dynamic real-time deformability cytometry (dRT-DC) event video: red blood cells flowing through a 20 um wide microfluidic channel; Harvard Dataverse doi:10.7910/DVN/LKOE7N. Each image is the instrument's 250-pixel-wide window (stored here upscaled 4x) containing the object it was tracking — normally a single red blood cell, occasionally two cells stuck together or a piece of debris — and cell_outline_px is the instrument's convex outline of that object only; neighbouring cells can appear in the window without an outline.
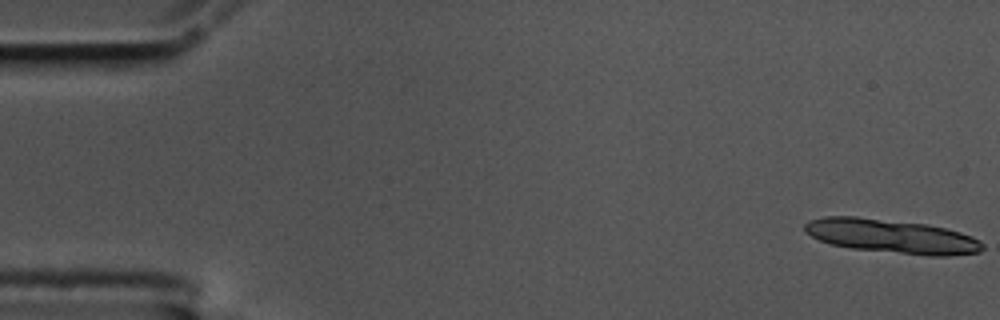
{"species": "common noctule bat (a hibernating species)", "species_latin": "Nyctalus noctula", "temperature_condition": "cold", "stored_images_in_passage": 13, "camera_frame_rate_fps": 3000, "um_per_image_px": 0.085, "animal": {"sex": "male", "body_mass_g": 17.5, "forearm_length_mm": 52.3}, "frame": {"image": 1, "passage_image": 1, "time_ms": 0.0, "image_size_px": [1000, 320], "cell_outline_px": [[984, 248], [980, 252], [944, 256], [928, 256], [852, 248], [832, 244], [820, 240], [804, 232], [804, 224], [808, 220], [824, 216], [856, 216], [928, 224], [960, 232], [972, 236], [980, 240], [984, 244]], "centroid_in_image_um": [75.79, 20.07], "position_along_channel_um": 9.2, "area_um2": 35.32}}